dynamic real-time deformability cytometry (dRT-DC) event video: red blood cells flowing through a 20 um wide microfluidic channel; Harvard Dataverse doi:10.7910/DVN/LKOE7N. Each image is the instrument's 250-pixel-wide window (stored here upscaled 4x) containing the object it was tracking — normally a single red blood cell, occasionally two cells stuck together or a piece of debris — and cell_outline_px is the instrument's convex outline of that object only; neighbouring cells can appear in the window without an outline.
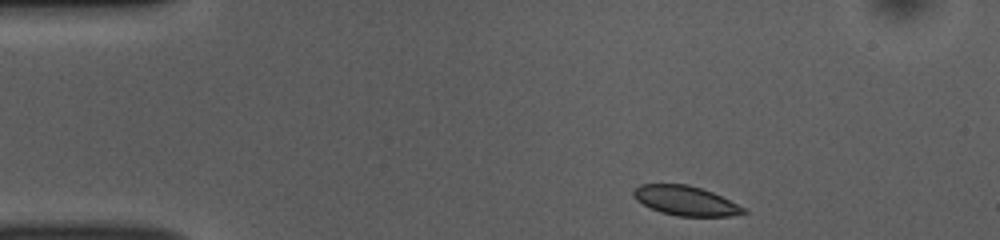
{"species": "common noctule bat (a hibernating species)", "species_latin": "Nyctalus noctula", "temperature_condition": "room temperature", "stored_images_in_passage": 45, "camera_frame_rate_fps": 3000, "um_per_image_px": 0.085, "animal": {"sex": "female", "body_mass_g": 10.0, "forearm_length_mm": 53.1}, "frame": {"image": 1, "passage_image": 1, "time_ms": 0.0, "image_size_px": [1000, 240], "cell_outline_px": [[748, 212], [732, 216], [676, 216], [660, 212], [636, 200], [632, 196], [632, 192], [640, 184], [688, 184], [712, 192], [744, 208]], "centroid_in_image_um": [58.24, 17.06], "position_along_channel_um": 26.8, "area_um2": 18.73}}
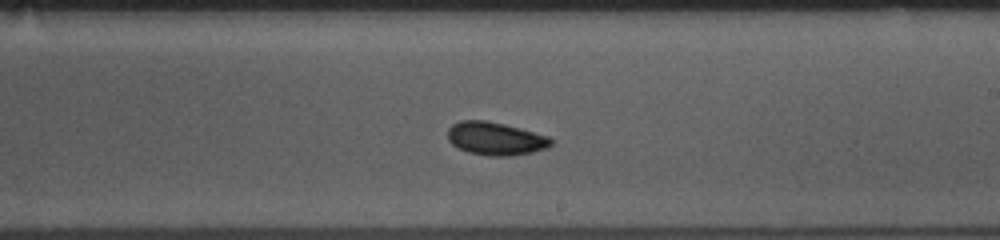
{"frame": {"image": 2, "passage_image": 23, "time_ms": 7.333, "image_size_px": [1000, 240], "cell_outline_px": [[552, 144], [548, 148], [532, 152], [508, 156], [488, 156], [468, 152], [452, 144], [448, 140], [448, 128], [452, 124], [460, 120], [484, 120], [504, 124], [520, 128], [548, 136], [552, 140]], "centroid_in_image_um": [42.11, 11.78], "position_along_channel_um": 246.9, "area_um2": 19.88}}
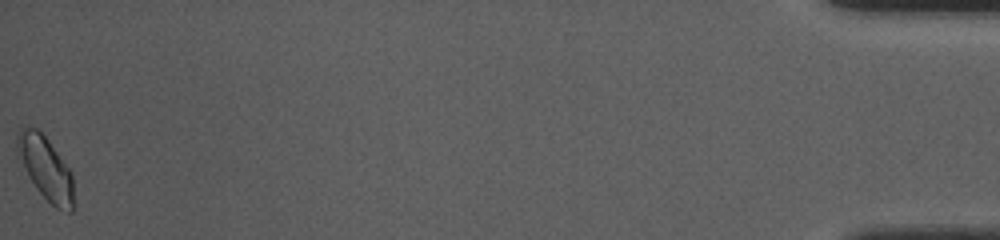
{"frame": {"image": 3, "passage_image": 45, "time_ms": 14.667, "image_size_px": [1000, 240], "cell_outline_px": [[72, 212], [68, 212], [56, 208], [36, 188], [28, 176], [16, 156], [16, 136], [20, 128], [28, 124], [36, 128], [48, 140], [68, 168], [72, 176]], "centroid_in_image_um": [3.8, 14.23], "position_along_channel_um": 431.4, "area_um2": 20.63}, "authors_computed_cell_mechanics": {"area_um2": 19.363, "velocity_mm_per_s": 3.8282, "shape_relaxation_time_tau1_ms": 2.8302, "shape_relaxation_time_tau2_ms": 3.2136, "deformation_change_tau1": 0.0795, "deformation_change_tau2": 0.0341}}